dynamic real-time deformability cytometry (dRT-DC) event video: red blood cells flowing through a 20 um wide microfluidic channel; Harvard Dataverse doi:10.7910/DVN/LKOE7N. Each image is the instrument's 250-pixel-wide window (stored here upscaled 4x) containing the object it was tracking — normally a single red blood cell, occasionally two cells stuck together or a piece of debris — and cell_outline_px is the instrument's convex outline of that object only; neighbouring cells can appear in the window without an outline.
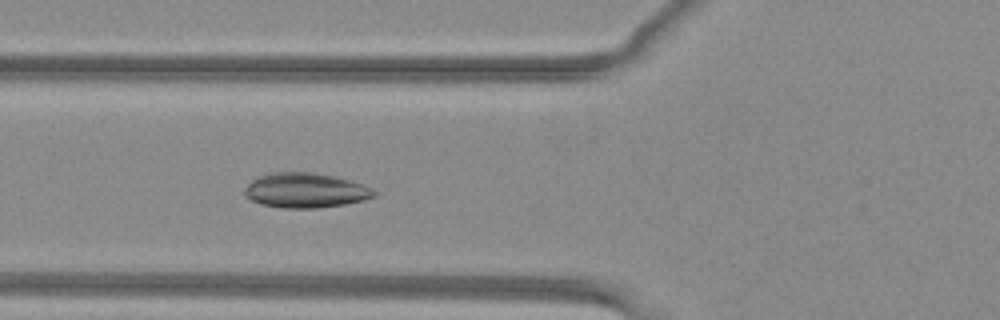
{"species": "common noctule bat (a hibernating species)", "species_latin": "Nyctalus noctula", "temperature_condition": "warm", "stored_images_in_passage": 41, "camera_frame_rate_fps": 3000, "um_per_image_px": 0.085, "animal": {"sex": "female", "body_mass_g": 29.2, "forearm_length_mm": 56.3}, "frame": {"image": 1, "passage_image": 9, "time_ms": 2.667, "image_size_px": [1000, 320], "cell_outline_px": [[376, 196], [364, 200], [344, 204], [316, 208], [284, 208], [260, 204], [244, 196], [244, 188], [252, 180], [260, 176], [272, 172], [312, 172], [332, 176], [348, 180], [372, 188], [376, 192]], "centroid_in_image_um": [25.93, 16.19], "position_along_channel_um": 99.9, "area_um2": 26.13}}
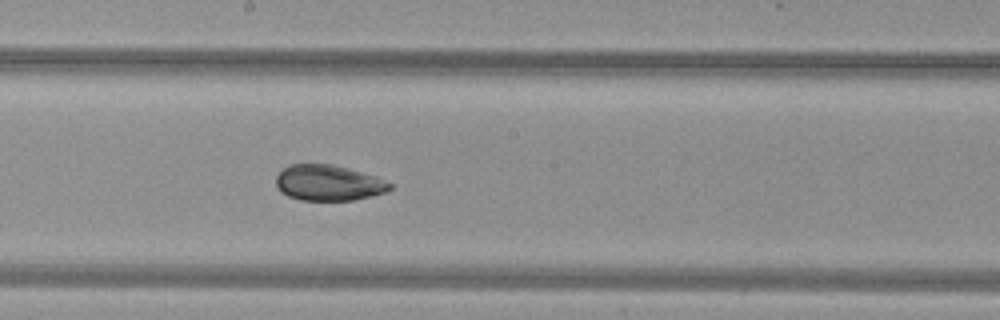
{"frame": {"image": 2, "passage_image": 18, "time_ms": 5.667, "image_size_px": [1000, 320], "cell_outline_px": [[392, 188], [388, 192], [352, 200], [300, 200], [288, 196], [280, 192], [276, 188], [276, 176], [288, 164], [332, 164], [348, 168], [376, 176], [392, 184]], "centroid_in_image_um": [27.91, 15.54], "position_along_channel_um": 220.3, "area_um2": 23.81}}
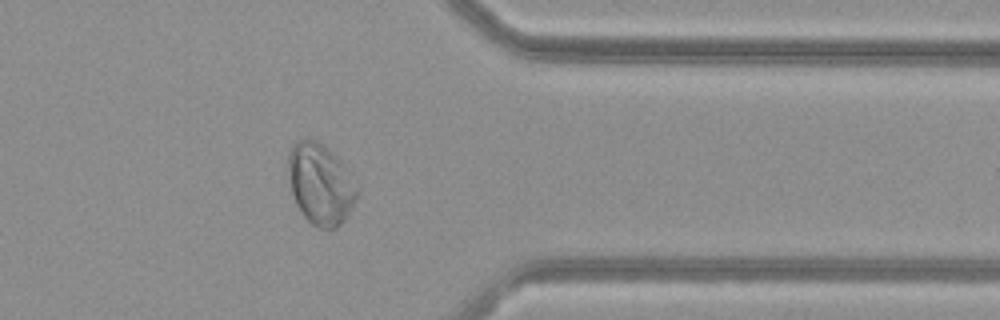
{"frame": {"image": 3, "passage_image": 31, "time_ms": 10.0, "image_size_px": [1000, 320], "cell_outline_px": [[356, 200], [348, 216], [336, 228], [320, 228], [312, 224], [300, 212], [296, 204], [292, 192], [288, 172], [288, 152], [292, 144], [296, 140], [304, 136], [308, 136], [324, 144], [344, 164], [356, 188]], "centroid_in_image_um": [27.2, 15.59], "position_along_channel_um": 384.2, "area_um2": 32.6}, "authors_computed_cell_mechanics": {"area_um2": 28.5532, "velocity_mm_per_s": 4.0024, "shape_relaxation_time_tau1_ms": 9.8133, "shape_relaxation_time_tau2_ms": 0.9783, "deformation_change_tau1": 0.1658, "deformation_change_tau2": 0.0284}}